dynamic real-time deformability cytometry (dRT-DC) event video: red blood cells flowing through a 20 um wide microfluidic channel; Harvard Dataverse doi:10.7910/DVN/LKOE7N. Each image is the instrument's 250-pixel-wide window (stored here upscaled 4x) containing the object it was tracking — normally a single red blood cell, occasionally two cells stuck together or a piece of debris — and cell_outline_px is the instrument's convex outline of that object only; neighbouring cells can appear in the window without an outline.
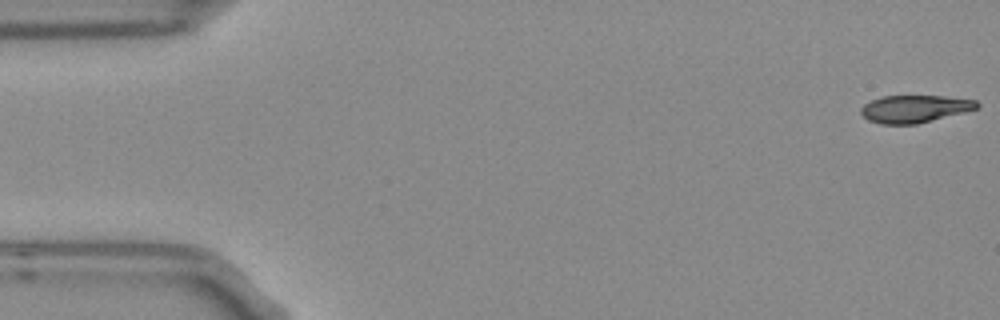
{"species": "Egyptian fruit bat (a non-hibernating species)", "species_latin": "Rousettus aegyptiacus", "temperature_condition": "room temperature", "stored_images_in_passage": 5, "camera_frame_rate_fps": 3000, "um_per_image_px": 0.085, "frame": {"image": 1, "passage_image": 1, "time_ms": 0.0, "image_size_px": [1000, 320], "cell_outline_px": [[980, 104], [976, 108], [964, 112], [916, 124], [880, 124], [868, 120], [860, 112], [860, 108], [864, 104], [880, 96], [944, 96], [976, 100]], "centroid_in_image_um": [77.71, 9.24], "position_along_channel_um": 7.3, "area_um2": 18.44}}
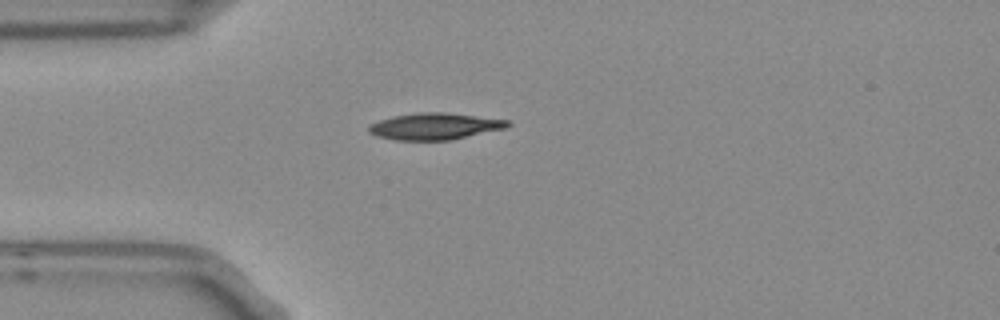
{"frame": {"image": 2, "passage_image": 4, "time_ms": 1.0, "image_size_px": [1000, 320], "cell_outline_px": [[512, 124], [504, 128], [452, 140], [396, 140], [376, 136], [368, 132], [368, 124], [392, 116], [420, 112], [444, 112], [508, 120]], "centroid_in_image_um": [36.91, 10.74], "position_along_channel_um": 48.1, "area_um2": 21.5}}